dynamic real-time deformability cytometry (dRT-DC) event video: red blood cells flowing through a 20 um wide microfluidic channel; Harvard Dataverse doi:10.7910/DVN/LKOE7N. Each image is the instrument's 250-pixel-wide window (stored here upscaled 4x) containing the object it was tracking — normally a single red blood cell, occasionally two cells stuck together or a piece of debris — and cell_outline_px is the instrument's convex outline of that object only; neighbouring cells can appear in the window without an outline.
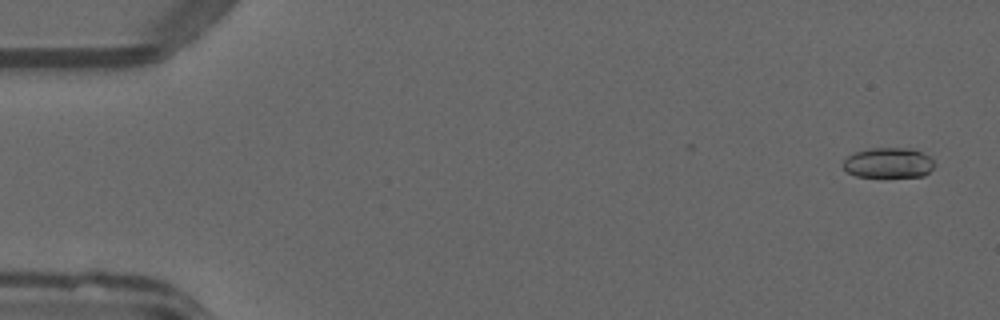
{"species": "common noctule bat (a hibernating species)", "species_latin": "Nyctalus noctula", "temperature_condition": "warm", "stored_images_in_passage": 10, "camera_frame_rate_fps": 3000, "um_per_image_px": 0.085, "animal": {"sex": "male", "forearm_length_mm": 52.5}, "frame": {"image": 1, "passage_image": 1, "time_ms": 0.0, "image_size_px": [1000, 320], "cell_outline_px": [[932, 168], [924, 176], [856, 176], [848, 172], [844, 168], [844, 160], [852, 152], [868, 148], [912, 148], [928, 156], [932, 160]], "centroid_in_image_um": [75.48, 13.82], "position_along_channel_um": 9.5, "area_um2": 15.84}}